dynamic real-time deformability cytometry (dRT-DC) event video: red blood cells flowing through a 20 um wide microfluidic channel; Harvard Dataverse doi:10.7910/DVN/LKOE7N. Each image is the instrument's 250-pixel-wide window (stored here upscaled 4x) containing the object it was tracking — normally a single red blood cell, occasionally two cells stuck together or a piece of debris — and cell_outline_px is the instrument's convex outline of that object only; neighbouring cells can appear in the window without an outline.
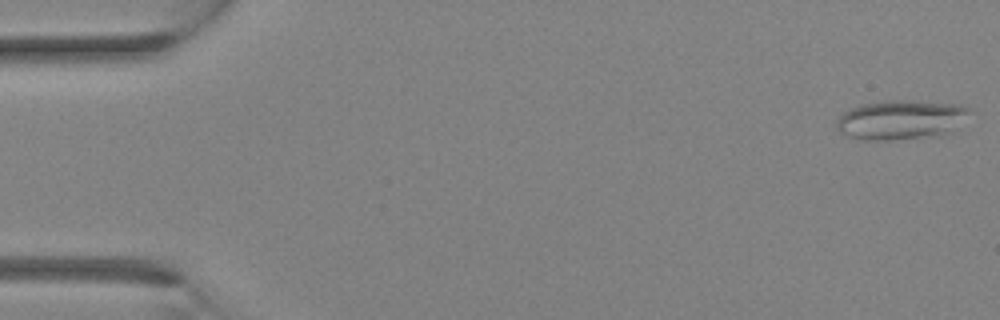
{"species": "Egyptian fruit bat (a non-hibernating species)", "species_latin": "Rousettus aegyptiacus", "temperature_condition": "room temperature", "stored_images_in_passage": 32, "camera_frame_rate_fps": 3000, "um_per_image_px": 0.085, "animal": {"sex": "female"}, "frame": {"image": 1, "passage_image": 1, "time_ms": 0.0, "image_size_px": [1000, 320], "cell_outline_px": [[972, 112], [948, 132], [936, 136], [888, 140], [860, 140], [848, 136], [840, 132], [836, 128], [836, 120], [844, 112], [860, 104], [884, 100], [916, 100], [960, 104], [968, 108]], "centroid_in_image_um": [76.54, 10.16], "position_along_channel_um": 8.5, "area_um2": 30.69}}
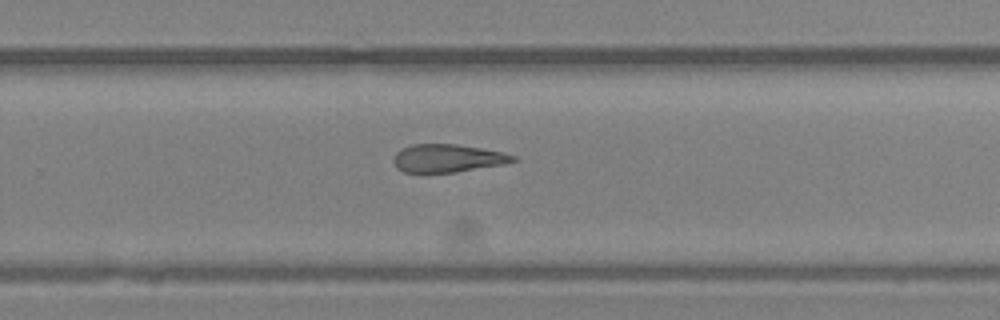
{"frame": {"image": 2, "passage_image": 21, "time_ms": 6.667, "image_size_px": [1000, 320], "cell_outline_px": [[516, 160], [504, 164], [456, 172], [404, 172], [396, 168], [392, 160], [396, 152], [400, 148], [412, 144], [456, 144], [504, 152], [516, 156]], "centroid_in_image_um": [38.01, 13.44], "position_along_channel_um": 291.8, "area_um2": 19.54}}
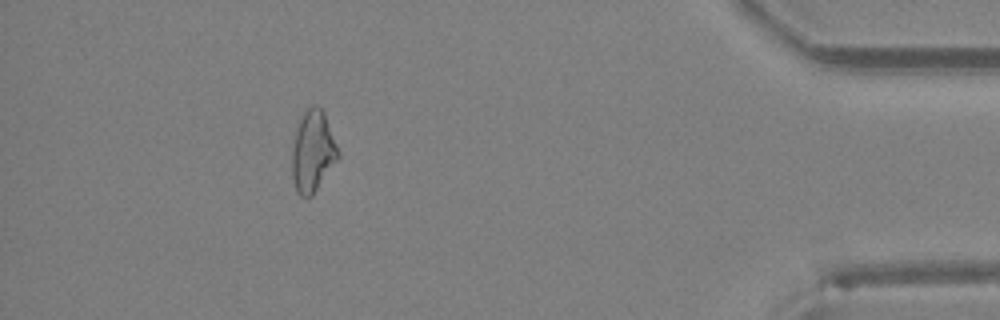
{"frame": {"image": 3, "passage_image": 29, "time_ms": 9.333, "image_size_px": [1000, 320], "cell_outline_px": [[340, 156], [312, 196], [300, 196], [296, 192], [292, 180], [292, 148], [296, 132], [300, 120], [304, 112], [312, 104], [316, 104], [324, 112], [340, 152]], "centroid_in_image_um": [26.59, 12.88], "position_along_channel_um": 408.6, "area_um2": 21.79}}